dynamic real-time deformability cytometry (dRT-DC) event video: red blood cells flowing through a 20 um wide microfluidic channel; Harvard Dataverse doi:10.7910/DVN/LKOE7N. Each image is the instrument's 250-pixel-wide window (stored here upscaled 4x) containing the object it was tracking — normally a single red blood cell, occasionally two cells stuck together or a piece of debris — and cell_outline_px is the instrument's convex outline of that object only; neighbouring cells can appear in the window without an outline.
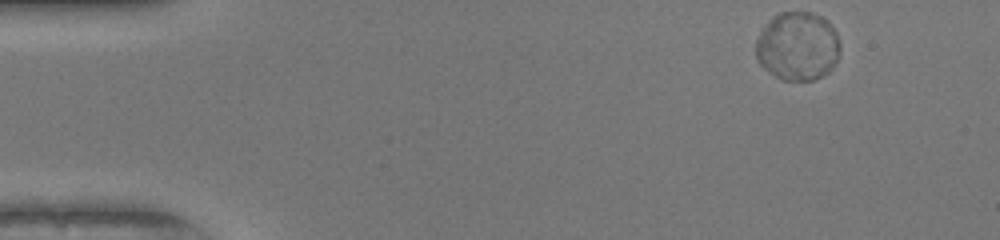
{"species": "human", "species_latin": "Homo sapiens", "temperature_condition": "warm", "stored_images_in_passage": 47, "camera_frame_rate_fps": 3000, "um_per_image_px": 0.085, "donor": {"sex": "female"}, "frame": {"image": 1, "passage_image": 1, "time_ms": 0.0, "image_size_px": [1000, 240], "cell_outline_px": [[840, 52], [832, 68], [824, 76], [812, 80], [784, 80], [776, 76], [764, 68], [760, 64], [756, 56], [756, 40], [760, 32], [768, 20], [772, 16], [780, 12], [812, 12], [828, 20], [836, 32], [840, 44]], "centroid_in_image_um": [67.81, 3.91], "position_along_channel_um": 17.2, "area_um2": 33.87}}
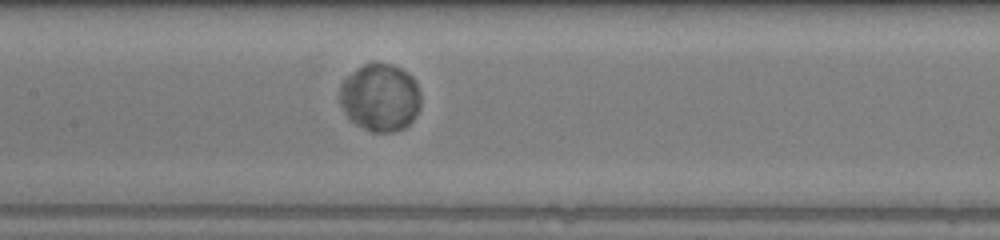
{"frame": {"image": 2, "passage_image": 21, "time_ms": 6.667, "image_size_px": [1000, 240], "cell_outline_px": [[420, 108], [412, 120], [404, 128], [392, 132], [372, 132], [356, 124], [344, 112], [340, 104], [340, 88], [344, 80], [348, 76], [364, 64], [372, 60], [392, 64], [408, 72], [416, 80], [420, 92]], "centroid_in_image_um": [32.34, 8.26], "position_along_channel_um": 175.1, "area_um2": 32.19}}
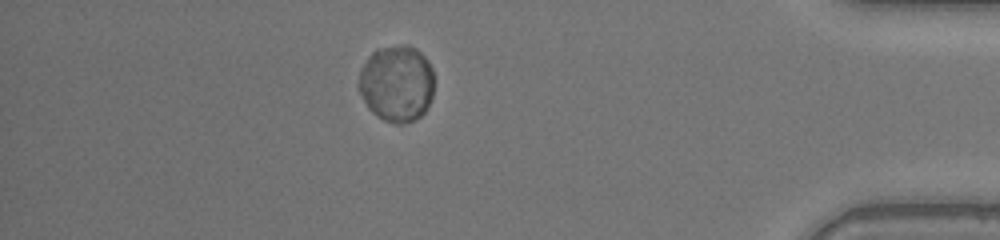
{"frame": {"image": 3, "passage_image": 41, "time_ms": 13.333, "image_size_px": [1000, 240], "cell_outline_px": [[432, 100], [428, 108], [416, 120], [404, 124], [396, 124], [384, 120], [372, 112], [368, 108], [356, 84], [360, 68], [368, 56], [376, 48], [408, 44], [416, 48], [428, 60], [432, 68]], "centroid_in_image_um": [33.7, 7.09], "position_along_channel_um": 401.5, "area_um2": 34.16}, "authors_computed_cell_mechanics": {"area_um2": 33.0038, "velocity_mm_per_s": 4.0072, "shape_relaxation_time_tau1_ms": 1.3373, "shape_relaxation_time_tau2_ms": null, "deformation_change_tau1": 0.0214, "deformation_change_tau2": null}}